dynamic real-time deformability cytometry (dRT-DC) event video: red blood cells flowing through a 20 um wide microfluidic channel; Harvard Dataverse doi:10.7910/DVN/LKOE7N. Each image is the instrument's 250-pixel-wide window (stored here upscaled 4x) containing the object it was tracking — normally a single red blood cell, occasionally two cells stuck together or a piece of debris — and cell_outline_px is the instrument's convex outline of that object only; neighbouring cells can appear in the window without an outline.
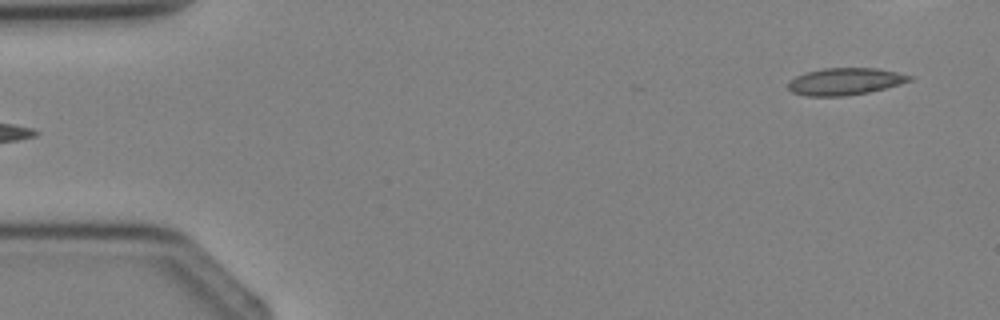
{"species": "Egyptian fruit bat (a non-hibernating species)", "species_latin": "Rousettus aegyptiacus", "temperature_condition": "cold", "stored_images_in_passage": 3, "camera_frame_rate_fps": 3000, "um_per_image_px": 0.085, "animal": {"sex": "female"}, "frame": {"image": 1, "passage_image": 3, "time_ms": 2.333, "image_size_px": [1000, 320], "cell_outline_px": [[912, 80], [900, 84], [868, 92], [844, 96], [808, 96], [792, 92], [788, 88], [788, 84], [796, 76], [808, 72], [824, 68], [876, 68], [896, 72], [912, 76]], "centroid_in_image_um": [71.83, 6.92], "position_along_channel_um": 13.2, "area_um2": 18.84}}